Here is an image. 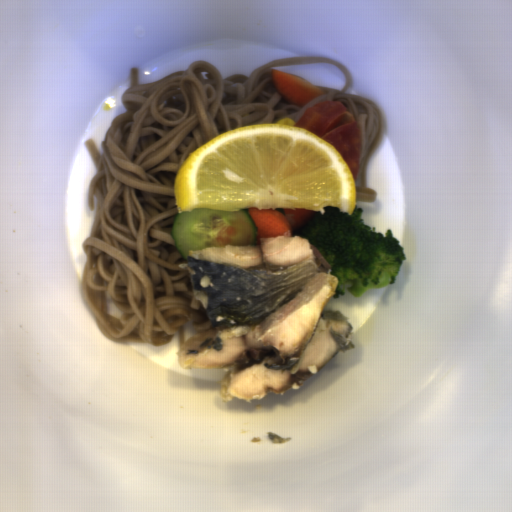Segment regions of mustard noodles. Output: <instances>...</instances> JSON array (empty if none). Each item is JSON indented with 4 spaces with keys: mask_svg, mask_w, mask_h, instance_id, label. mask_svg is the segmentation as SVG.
I'll return each instance as SVG.
<instances>
[{
    "mask_svg": "<svg viewBox=\"0 0 512 512\" xmlns=\"http://www.w3.org/2000/svg\"><path fill=\"white\" fill-rule=\"evenodd\" d=\"M325 62L344 71L343 89L318 86L326 95L302 106L276 91L273 66ZM352 82L342 63L316 55L276 59L249 75L227 78L211 61L200 60L147 84H139V68L130 67V86L121 96L125 110L100 140L101 153L92 137L84 143L96 170L87 189V211L94 210L95 198L96 213L89 237L81 242L86 258L80 289L104 338L163 347L178 333L182 347L185 325L192 324L196 333L213 327L188 270L178 268L185 260L171 231L179 213L177 170L217 135L277 124L281 118L296 122L321 102L341 101L361 136L355 202L374 203L377 193L367 187V172L386 131L385 115L365 96L351 93ZM106 291L123 312L121 320L105 313Z\"/></svg>",
    "mask_w": 512,
    "mask_h": 512,
    "instance_id": "mustard-noodles-1",
    "label": "mustard noodles"
}]
</instances>
